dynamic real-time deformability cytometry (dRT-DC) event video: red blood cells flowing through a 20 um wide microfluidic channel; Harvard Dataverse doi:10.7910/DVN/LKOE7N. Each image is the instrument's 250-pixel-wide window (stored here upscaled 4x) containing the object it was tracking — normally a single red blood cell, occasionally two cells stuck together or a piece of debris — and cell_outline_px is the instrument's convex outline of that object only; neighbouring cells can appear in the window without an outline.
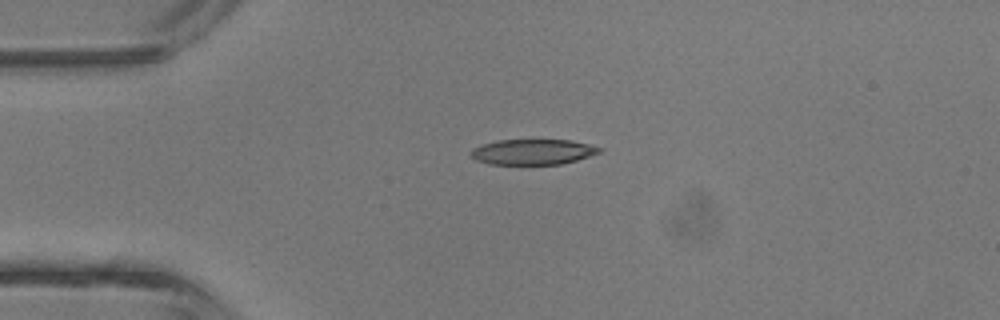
{"species": "common noctule bat (a hibernating species)", "species_latin": "Nyctalus noctula", "temperature_condition": "room temperature", "stored_images_in_passage": 4, "camera_frame_rate_fps": 3000, "um_per_image_px": 0.085, "animal": {"sex": "male", "body_mass_g": 13.3}, "frame": {"image": 1, "passage_image": 3, "time_ms": 2.0, "image_size_px": [1000, 320], "cell_outline_px": [[604, 148], [600, 152], [576, 160], [560, 164], [488, 164], [476, 160], [468, 152], [472, 148], [480, 144], [496, 140], [572, 140]], "centroid_in_image_um": [45.24, 12.9], "position_along_channel_um": 39.8, "area_um2": 19.13}}
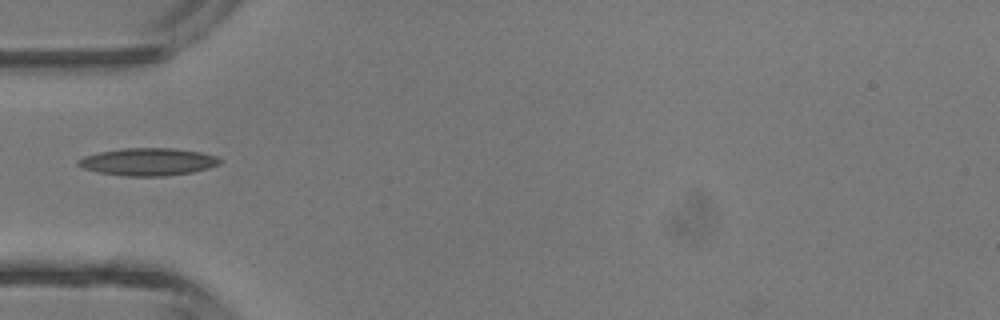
{"frame": {"image": 2, "passage_image": 4, "time_ms": 3.333, "image_size_px": [1000, 320], "cell_outline_px": [[224, 160], [220, 164], [208, 168], [192, 172], [164, 176], [124, 176], [96, 172], [84, 168], [76, 164], [76, 160], [84, 156], [100, 152], [124, 148], [176, 148], [200, 152], [216, 156]], "centroid_in_image_um": [12.59, 13.75], "position_along_channel_um": 72.4, "area_um2": 22.83}}